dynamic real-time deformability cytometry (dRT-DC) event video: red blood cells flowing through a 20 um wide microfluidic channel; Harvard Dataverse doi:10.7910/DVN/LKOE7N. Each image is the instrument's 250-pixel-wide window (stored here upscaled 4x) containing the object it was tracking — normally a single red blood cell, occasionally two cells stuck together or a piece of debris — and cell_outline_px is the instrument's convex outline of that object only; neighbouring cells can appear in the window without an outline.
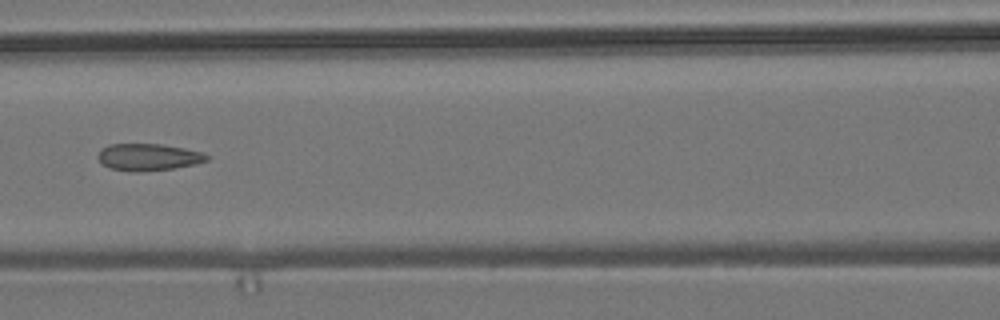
{"species": "common noctule bat (a hibernating species)", "species_latin": "Nyctalus noctula", "temperature_condition": "room temperature", "stored_images_in_passage": 9, "camera_frame_rate_fps": 3000, "um_per_image_px": 0.085, "animal": {"sex": "male", "body_mass_g": 19.2, "forearm_length_mm": 51.8}, "frame": {"image": 1, "passage_image": 7, "time_ms": 7.0, "image_size_px": [1000, 320], "cell_outline_px": [[208, 160], [192, 164], [172, 168], [136, 172], [128, 172], [108, 168], [96, 156], [100, 148], [108, 144], [164, 144], [204, 152], [208, 156]], "centroid_in_image_um": [12.55, 13.34], "position_along_channel_um": 154.0, "area_um2": 17.17}}
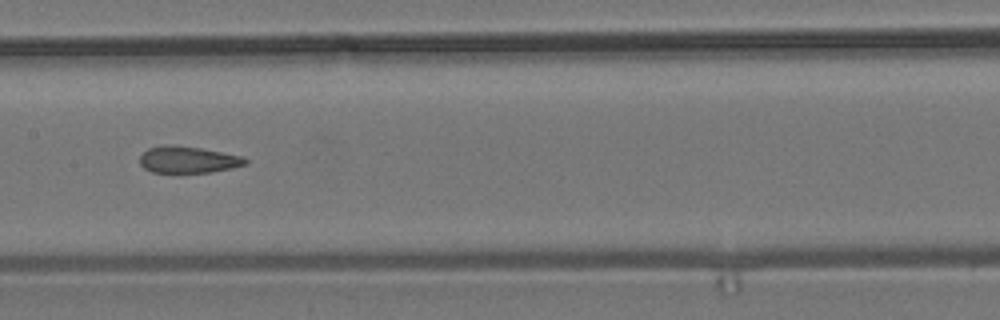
{"frame": {"image": 2, "passage_image": 8, "time_ms": 8.0, "image_size_px": [1000, 320], "cell_outline_px": [[248, 164], [232, 168], [212, 172], [152, 172], [144, 168], [140, 164], [140, 156], [148, 148], [164, 144], [172, 144], [200, 148], [244, 156], [248, 160]], "centroid_in_image_um": [16.0, 13.56], "position_along_channel_um": 191.4, "area_um2": 16.53}}